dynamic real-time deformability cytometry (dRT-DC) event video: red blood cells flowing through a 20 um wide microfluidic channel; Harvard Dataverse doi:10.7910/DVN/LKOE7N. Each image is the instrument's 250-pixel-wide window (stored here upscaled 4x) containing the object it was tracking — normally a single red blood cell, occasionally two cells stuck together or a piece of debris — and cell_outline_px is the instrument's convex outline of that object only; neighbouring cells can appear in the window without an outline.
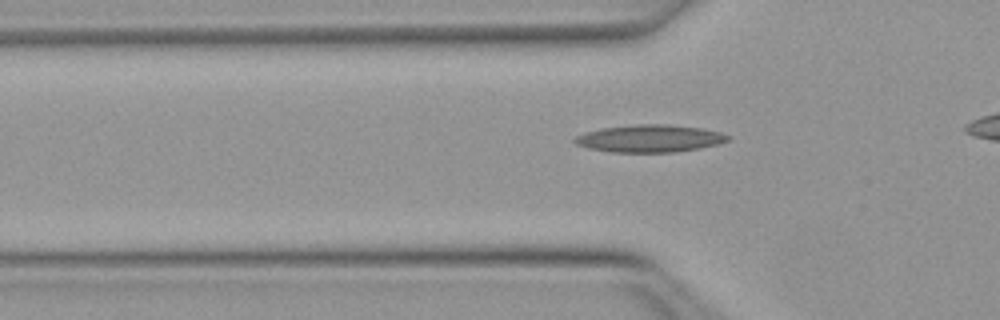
{"species": "Egyptian fruit bat (a non-hibernating species)", "species_latin": "Rousettus aegyptiacus", "temperature_condition": "warm", "stored_images_in_passage": 32, "camera_frame_rate_fps": 3000, "um_per_image_px": 0.085, "animal": {"sex": "female"}, "frame": {"image": 1, "passage_image": 7, "time_ms": 2.0, "image_size_px": [1000, 320], "cell_outline_px": [[732, 136], [728, 140], [716, 144], [700, 148], [676, 152], [608, 152], [588, 148], [576, 144], [572, 140], [576, 136], [584, 132], [600, 128], [640, 124], [668, 124], [704, 128], [720, 132]], "centroid_in_image_um": [55.21, 11.77], "position_along_channel_um": 70.6, "area_um2": 24.62}}
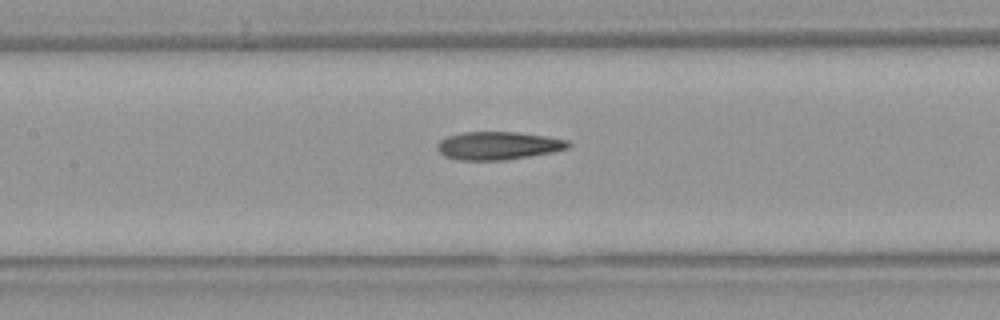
{"frame": {"image": 2, "passage_image": 14, "time_ms": 4.333, "image_size_px": [1000, 320], "cell_outline_px": [[572, 144], [568, 148], [552, 152], [504, 160], [460, 160], [444, 156], [436, 148], [436, 144], [440, 140], [448, 136], [460, 132], [520, 132], [548, 136], [568, 140]], "centroid_in_image_um": [42.34, 12.37], "position_along_channel_um": 165.1, "area_um2": 21.5}}
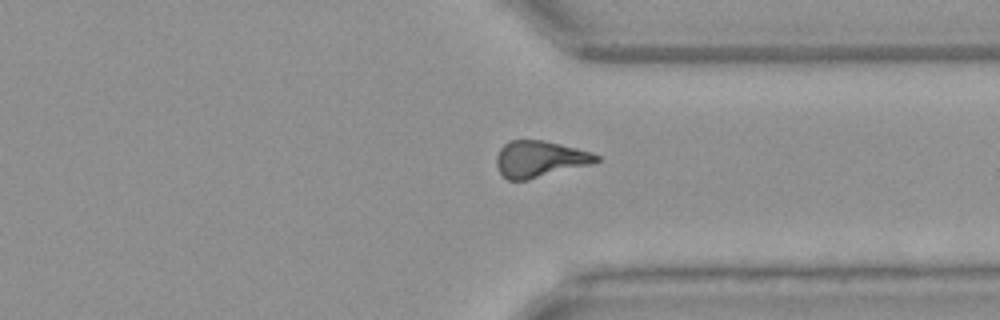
{"frame": {"image": 3, "passage_image": 29, "time_ms": 9.333, "image_size_px": [1000, 320], "cell_outline_px": [[600, 160], [592, 164], [528, 180], [508, 180], [500, 172], [496, 164], [496, 156], [500, 148], [508, 140], [544, 140], [592, 152], [600, 156]], "centroid_in_image_um": [45.88, 13.51], "position_along_channel_um": 365.5, "area_um2": 21.27}}